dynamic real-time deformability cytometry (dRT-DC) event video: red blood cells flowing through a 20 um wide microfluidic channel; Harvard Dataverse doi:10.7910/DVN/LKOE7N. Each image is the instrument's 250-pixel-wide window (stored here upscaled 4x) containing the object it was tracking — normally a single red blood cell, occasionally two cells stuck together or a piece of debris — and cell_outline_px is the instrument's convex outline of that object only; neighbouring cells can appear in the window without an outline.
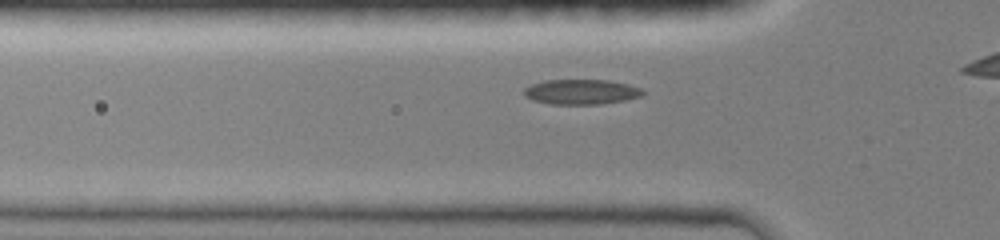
{"species": "common noctule bat (a hibernating species)", "species_latin": "Nyctalus noctula", "temperature_condition": "room temperature", "stored_images_in_passage": 17, "camera_frame_rate_fps": 3000, "um_per_image_px": 0.085, "animal": {"sex": "female", "body_mass_g": 19.0, "forearm_length_mm": 51.5}, "frame": {"image": 1, "passage_image": 9, "time_ms": 2.0, "image_size_px": [1000, 240], "cell_outline_px": [[644, 92], [640, 96], [624, 100], [600, 104], [552, 104], [532, 100], [524, 96], [524, 88], [532, 84], [544, 80], [608, 80], [628, 84], [640, 88]], "centroid_in_image_um": [49.37, 7.8], "position_along_channel_um": 76.4, "area_um2": 17.22}}
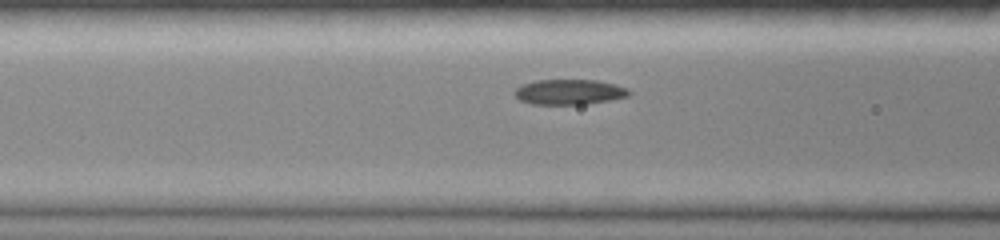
{"frame": {"image": 2, "passage_image": 14, "time_ms": 3.0, "image_size_px": [1000, 240], "cell_outline_px": [[632, 92], [628, 96], [608, 100], [584, 104], [532, 104], [520, 100], [512, 92], [520, 84], [536, 80], [596, 80], [628, 88]], "centroid_in_image_um": [48.34, 7.81], "position_along_channel_um": 118.3, "area_um2": 16.76}}